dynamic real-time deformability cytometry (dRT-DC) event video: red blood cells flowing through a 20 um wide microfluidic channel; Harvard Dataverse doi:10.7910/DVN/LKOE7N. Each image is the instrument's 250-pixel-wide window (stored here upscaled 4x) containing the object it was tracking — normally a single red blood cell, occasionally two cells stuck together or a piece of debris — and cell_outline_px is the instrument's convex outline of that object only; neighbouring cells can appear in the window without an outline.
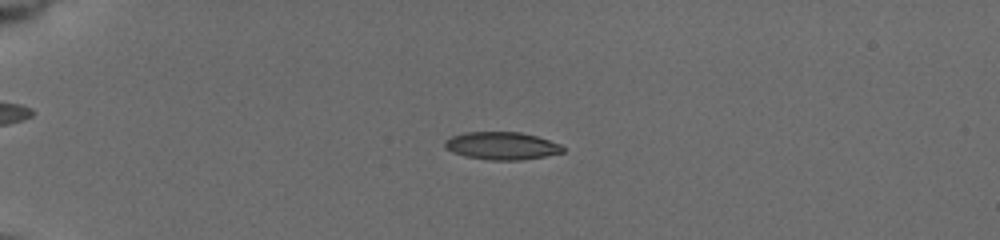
{"species": "common noctule bat (a hibernating species)", "species_latin": "Nyctalus noctula", "temperature_condition": "cold", "stored_images_in_passage": 53, "camera_frame_rate_fps": 3000, "um_per_image_px": 0.085, "animal": {"sex": "female", "body_mass_g": 19.5, "forearm_length_mm": 54.1}, "frame": {"image": 1, "passage_image": 12, "time_ms": 3.667, "image_size_px": [1000, 240], "cell_outline_px": [[564, 152], [544, 156], [520, 160], [492, 160], [468, 156], [452, 152], [444, 144], [444, 140], [452, 136], [464, 132], [520, 132], [536, 136], [560, 144], [564, 148]], "centroid_in_image_um": [42.65, 12.38], "position_along_channel_um": 42.3, "area_um2": 18.79}}
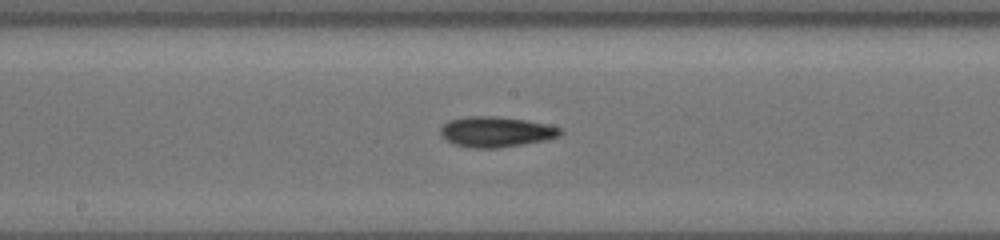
{"frame": {"image": 2, "passage_image": 29, "time_ms": 9.333, "image_size_px": [1000, 240], "cell_outline_px": [[560, 136], [544, 140], [524, 144], [496, 148], [468, 148], [456, 144], [440, 136], [440, 128], [448, 120], [464, 116], [496, 116], [524, 120], [548, 124], [560, 128]], "centroid_in_image_um": [42.12, 11.2], "position_along_channel_um": 206.1, "area_um2": 21.21}}
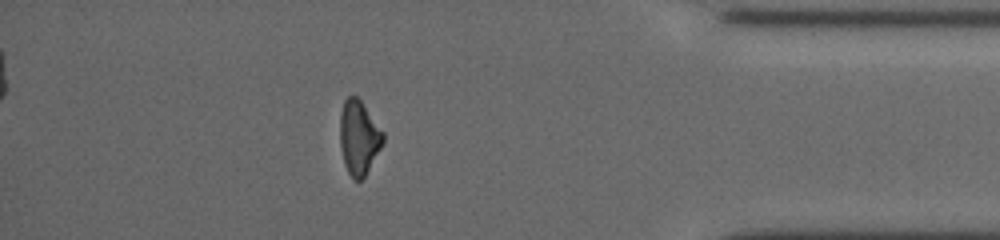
{"frame": {"image": 3, "passage_image": 47, "time_ms": 15.333, "image_size_px": [1000, 240], "cell_outline_px": [[384, 140], [380, 148], [364, 176], [360, 180], [356, 180], [348, 172], [344, 164], [340, 144], [340, 116], [344, 100], [348, 96], [356, 96], [360, 100], [384, 132]], "centroid_in_image_um": [30.49, 11.66], "position_along_channel_um": 404.7, "area_um2": 18.26}, "authors_computed_cell_mechanics": {"area_um2": 19.1896, "velocity_mm_per_s": 3.7761, "shape_relaxation_time_tau1_ms": 3.4315, "shape_relaxation_time_tau2_ms": 2.9855, "deformation_change_tau1": 0.1385, "deformation_change_tau2": 0.109}}